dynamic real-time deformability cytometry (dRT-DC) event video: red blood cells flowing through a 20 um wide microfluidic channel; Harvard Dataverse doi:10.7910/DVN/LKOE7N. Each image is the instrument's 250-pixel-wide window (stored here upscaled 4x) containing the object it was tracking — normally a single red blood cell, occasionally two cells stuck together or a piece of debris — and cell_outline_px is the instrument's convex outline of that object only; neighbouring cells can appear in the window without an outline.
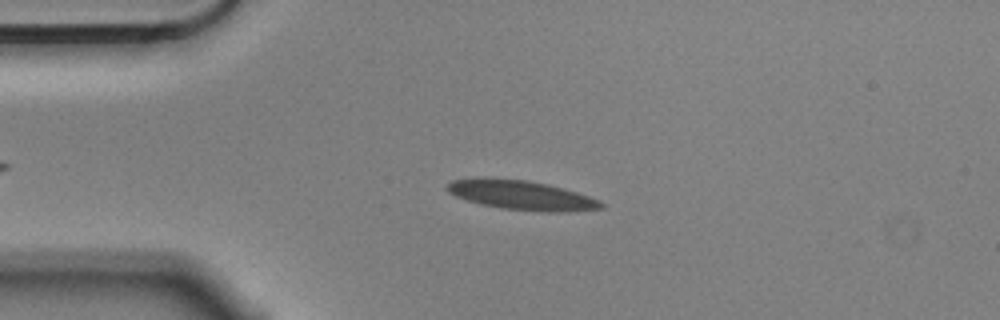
{"species": "Egyptian fruit bat (a non-hibernating species)", "species_latin": "Rousettus aegyptiacus", "temperature_condition": "cold", "stored_images_in_passage": 5, "camera_frame_rate_fps": 3000, "um_per_image_px": 0.085, "animal": {"sex": "male"}, "frame": {"image": 1, "passage_image": 3, "time_ms": 0.667, "image_size_px": [1000, 320], "cell_outline_px": [[604, 208], [568, 212], [548, 212], [500, 208], [480, 204], [456, 196], [448, 192], [444, 188], [452, 180], [480, 176], [484, 176], [528, 180], [548, 184], [576, 192], [600, 200], [604, 204]], "centroid_in_image_um": [44.28, 16.57], "position_along_channel_um": 40.7, "area_um2": 26.76}}
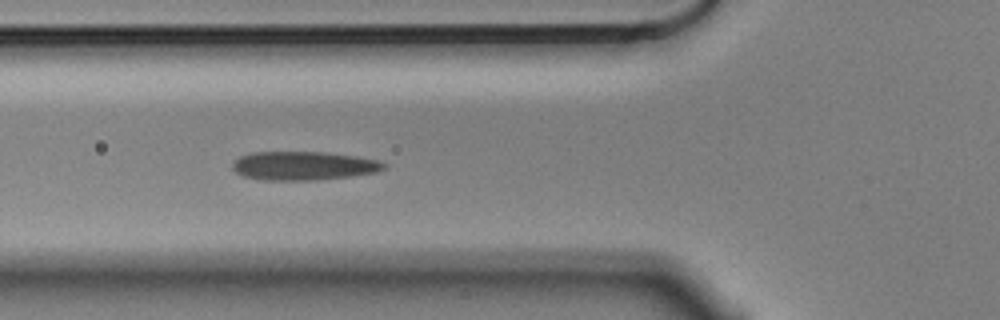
{"frame": {"image": 2, "passage_image": 5, "time_ms": 1.333, "image_size_px": [1000, 320], "cell_outline_px": [[388, 168], [376, 172], [352, 176], [316, 180], [264, 180], [244, 176], [236, 172], [232, 168], [232, 164], [240, 156], [252, 152], [324, 152], [356, 156], [380, 160], [388, 164]], "centroid_in_image_um": [25.86, 14.09], "position_along_channel_um": 99.9, "area_um2": 25.49}}